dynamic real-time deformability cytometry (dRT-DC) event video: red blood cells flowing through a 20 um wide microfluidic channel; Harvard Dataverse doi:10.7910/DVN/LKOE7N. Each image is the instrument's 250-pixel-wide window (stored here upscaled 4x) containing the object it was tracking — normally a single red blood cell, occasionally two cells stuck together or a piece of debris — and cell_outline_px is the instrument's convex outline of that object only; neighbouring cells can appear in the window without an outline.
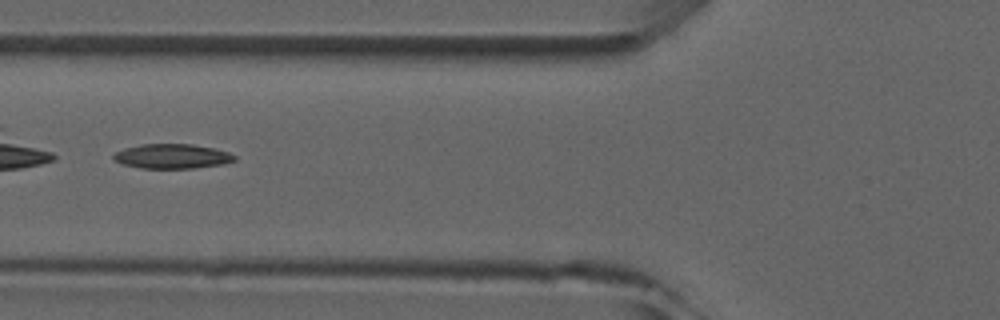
{"species": "common noctule bat (a hibernating species)", "species_latin": "Nyctalus noctula", "temperature_condition": "room temperature", "stored_images_in_passage": 6, "camera_frame_rate_fps": 3000, "um_per_image_px": 0.085, "animal": {"sex": "male", "forearm_length_mm": 52.5}, "frame": {"image": 1, "passage_image": 6, "time_ms": 5.667, "image_size_px": [1000, 320], "cell_outline_px": [[236, 160], [224, 164], [196, 168], [140, 168], [124, 164], [112, 160], [112, 156], [116, 152], [124, 148], [140, 144], [192, 144], [212, 148], [228, 152], [236, 156]], "centroid_in_image_um": [14.62, 13.28], "position_along_channel_um": 111.2, "area_um2": 17.4}}